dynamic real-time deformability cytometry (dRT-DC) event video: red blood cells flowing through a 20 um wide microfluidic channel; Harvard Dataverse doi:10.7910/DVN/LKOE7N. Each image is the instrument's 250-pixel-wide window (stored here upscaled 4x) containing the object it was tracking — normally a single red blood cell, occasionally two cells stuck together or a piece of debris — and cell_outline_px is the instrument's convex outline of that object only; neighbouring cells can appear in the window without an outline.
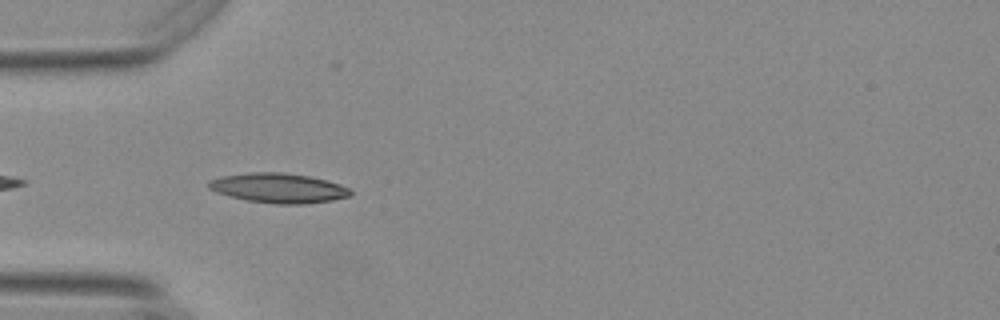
{"species": "Egyptian fruit bat (a non-hibernating species)", "species_latin": "Rousettus aegyptiacus", "temperature_condition": "warm", "stored_images_in_passage": 35, "camera_frame_rate_fps": 3000, "um_per_image_px": 0.085, "animal": {"sex": "female"}, "frame": {"image": 1, "passage_image": 2, "time_ms": 0.333, "image_size_px": [1000, 320], "cell_outline_px": [[352, 192], [348, 196], [332, 200], [304, 204], [276, 204], [248, 200], [216, 192], [208, 188], [208, 180], [224, 176], [248, 172], [280, 172], [308, 176], [340, 184], [348, 188]], "centroid_in_image_um": [23.65, 15.98], "position_along_channel_um": 61.3, "area_um2": 24.22}}
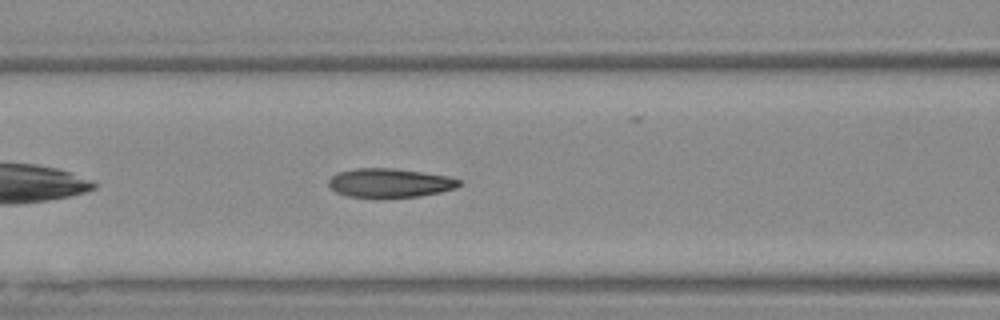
{"frame": {"image": 2, "passage_image": 8, "time_ms": 2.333, "image_size_px": [1000, 320], "cell_outline_px": [[460, 184], [456, 188], [440, 192], [420, 196], [348, 196], [336, 192], [328, 184], [328, 180], [336, 172], [356, 168], [396, 168], [444, 176], [460, 180]], "centroid_in_image_um": [33.09, 15.52], "position_along_channel_um": 133.5, "area_um2": 21.5}}
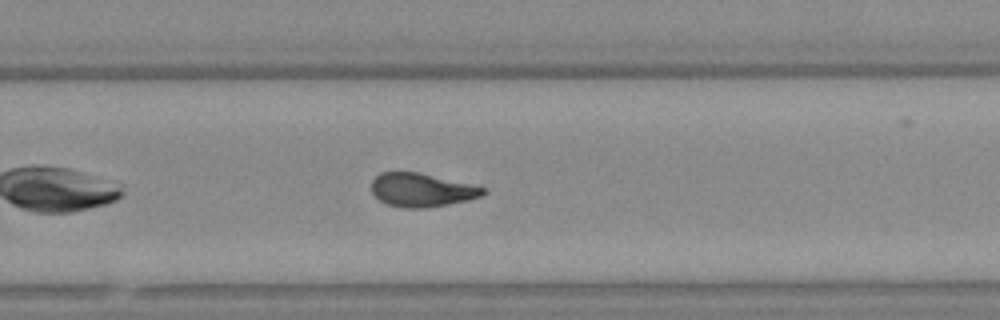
{"frame": {"image": 3, "passage_image": 21, "time_ms": 6.667, "image_size_px": [1000, 320], "cell_outline_px": [[484, 192], [480, 196], [468, 200], [448, 204], [424, 208], [404, 208], [388, 204], [380, 200], [372, 192], [372, 180], [380, 172], [420, 172], [484, 188]], "centroid_in_image_um": [35.79, 16.15], "position_along_channel_um": 294.0, "area_um2": 21.44}, "authors_computed_cell_mechanics": {"area_um2": 22.1952, "velocity_mm_per_s": 3.7183, "shape_relaxation_time_tau1_ms": 6.4461, "shape_relaxation_time_tau2_ms": 1.8463, "deformation_change_tau1": 0.1924, "deformation_change_tau2": 0.0834}}